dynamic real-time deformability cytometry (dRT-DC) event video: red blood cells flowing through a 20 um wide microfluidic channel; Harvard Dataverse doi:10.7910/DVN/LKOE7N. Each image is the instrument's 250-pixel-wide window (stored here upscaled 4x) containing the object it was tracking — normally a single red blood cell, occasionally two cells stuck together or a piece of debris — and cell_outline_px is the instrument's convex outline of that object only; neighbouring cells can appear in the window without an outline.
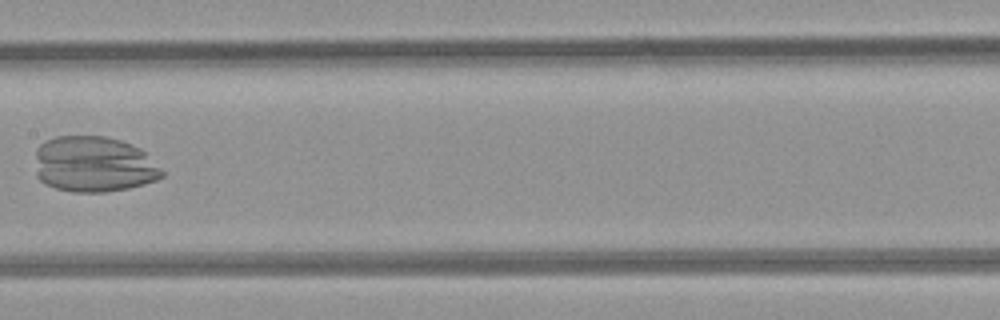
{"species": "common noctule bat (a hibernating species)", "species_latin": "Nyctalus noctula", "temperature_condition": "room temperature", "stored_images_in_passage": 7, "camera_frame_rate_fps": 3000, "um_per_image_px": 0.085, "animal": {"sex": "female", "body_mass_g": 21.9}, "frame": {"image": 1, "passage_image": 7, "time_ms": 6.667, "image_size_px": [1000, 320], "cell_outline_px": [[164, 176], [156, 180], [144, 184], [128, 188], [104, 192], [72, 192], [56, 188], [44, 184], [36, 176], [36, 148], [40, 144], [56, 136], [104, 136], [120, 140], [140, 148], [164, 172]], "centroid_in_image_um": [7.95, 13.97], "position_along_channel_um": 199.5, "area_um2": 41.33}}